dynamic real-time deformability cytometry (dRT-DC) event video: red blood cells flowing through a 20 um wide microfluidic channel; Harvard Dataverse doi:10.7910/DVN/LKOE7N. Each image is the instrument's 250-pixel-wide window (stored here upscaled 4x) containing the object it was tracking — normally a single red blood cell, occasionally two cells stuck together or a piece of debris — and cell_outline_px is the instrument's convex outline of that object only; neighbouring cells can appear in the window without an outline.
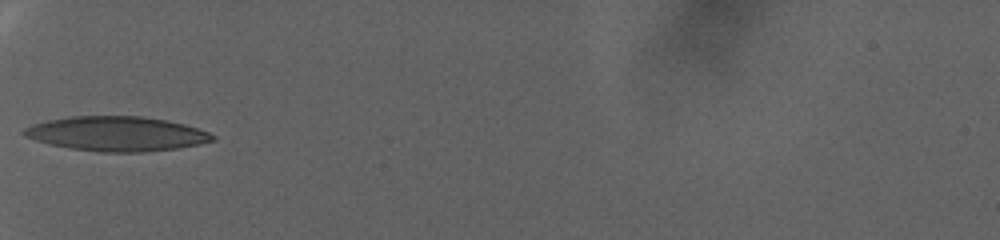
{"species": "human", "species_latin": "Homo sapiens", "temperature_condition": "warm", "stored_images_in_passage": 54, "camera_frame_rate_fps": 3000, "um_per_image_px": 0.085, "donor": {"sex": "female"}, "frame": {"image": 1, "passage_image": 1, "time_ms": 0.0, "image_size_px": [1000, 240], "cell_outline_px": [[216, 140], [180, 148], [144, 152], [100, 152], [72, 148], [48, 144], [24, 136], [20, 132], [24, 128], [32, 124], [48, 120], [72, 116], [144, 116], [168, 120], [184, 124], [208, 132], [216, 136]], "centroid_in_image_um": [9.92, 11.37], "position_along_channel_um": 75.1, "area_um2": 38.15}}
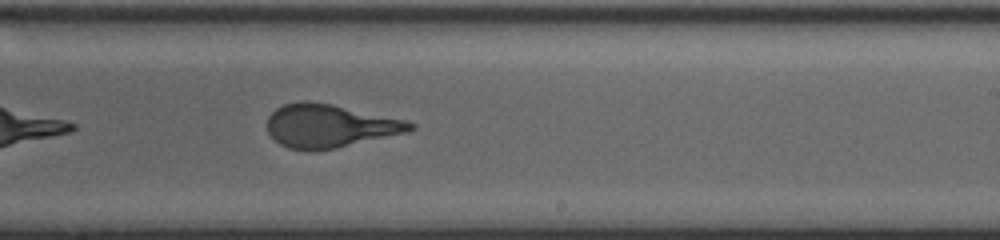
{"frame": {"image": 2, "passage_image": 25, "time_ms": 8.0, "image_size_px": [1000, 240], "cell_outline_px": [[416, 128], [408, 132], [336, 148], [312, 152], [308, 152], [288, 148], [280, 144], [268, 132], [268, 116], [276, 108], [284, 104], [300, 100], [308, 100], [332, 104], [404, 120], [416, 124]], "centroid_in_image_um": [27.99, 10.71], "position_along_channel_um": 261.0, "area_um2": 36.13}}
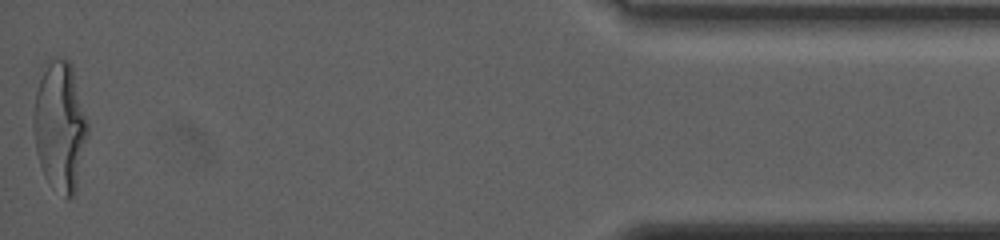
{"frame": {"image": 3, "passage_image": 54, "time_ms": 17.667, "image_size_px": [1000, 240], "cell_outline_px": [[88, 136], [76, 188], [72, 196], [68, 200], [44, 176], [36, 152], [32, 124], [36, 92], [40, 80], [44, 72], [52, 60], [68, 60], [72, 64], [88, 120]], "centroid_in_image_um": [5.12, 10.76], "position_along_channel_um": 430.1, "area_um2": 40.4}, "authors_computed_cell_mechanics": {"area_um2": 36.703, "velocity_mm_per_s": 2.3941, "shape_relaxation_time_tau1_ms": 10.5687, "shape_relaxation_time_tau2_ms": null, "deformation_change_tau1": 0.2974, "deformation_change_tau2": null}}